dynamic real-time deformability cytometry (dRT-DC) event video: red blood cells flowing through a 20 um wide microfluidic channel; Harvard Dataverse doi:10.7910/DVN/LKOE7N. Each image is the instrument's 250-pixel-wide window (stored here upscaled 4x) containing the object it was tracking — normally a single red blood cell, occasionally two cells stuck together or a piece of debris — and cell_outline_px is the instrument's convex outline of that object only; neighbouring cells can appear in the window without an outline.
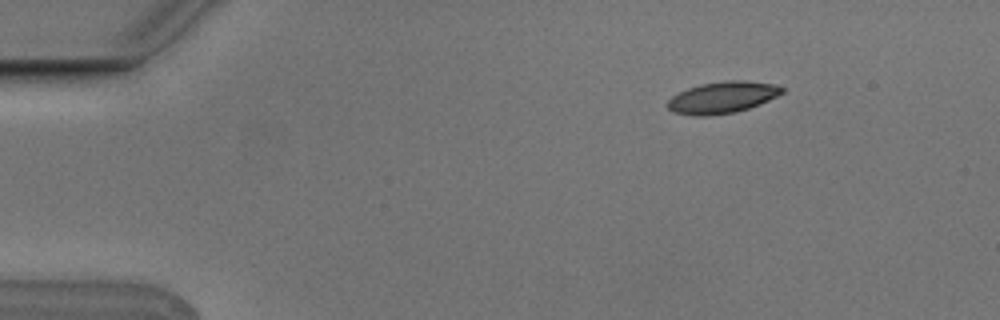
{"species": "Egyptian fruit bat (a non-hibernating species)", "species_latin": "Rousettus aegyptiacus", "temperature_condition": "cold", "stored_images_in_passage": 6, "camera_frame_rate_fps": 3000, "um_per_image_px": 0.085, "animal": {"sex": "male"}, "frame": {"image": 1, "passage_image": 1, "time_ms": 0.0, "image_size_px": [1000, 320], "cell_outline_px": [[784, 92], [760, 104], [736, 112], [708, 116], [696, 116], [676, 112], [668, 108], [668, 100], [672, 96], [688, 88], [700, 84], [724, 80], [744, 80], [776, 84], [784, 88]], "centroid_in_image_um": [61.43, 8.27], "position_along_channel_um": 23.6, "area_um2": 21.04}}
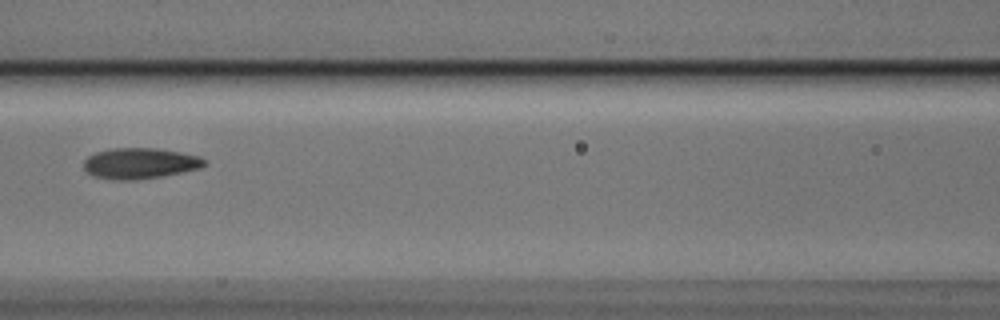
{"frame": {"image": 2, "passage_image": 6, "time_ms": 1.667, "image_size_px": [1000, 320], "cell_outline_px": [[208, 164], [200, 168], [160, 176], [132, 180], [116, 180], [96, 176], [88, 172], [84, 168], [84, 160], [88, 156], [96, 152], [112, 148], [156, 148], [180, 152], [200, 156]], "centroid_in_image_um": [11.9, 13.87], "position_along_channel_um": 154.7, "area_um2": 21.44}}